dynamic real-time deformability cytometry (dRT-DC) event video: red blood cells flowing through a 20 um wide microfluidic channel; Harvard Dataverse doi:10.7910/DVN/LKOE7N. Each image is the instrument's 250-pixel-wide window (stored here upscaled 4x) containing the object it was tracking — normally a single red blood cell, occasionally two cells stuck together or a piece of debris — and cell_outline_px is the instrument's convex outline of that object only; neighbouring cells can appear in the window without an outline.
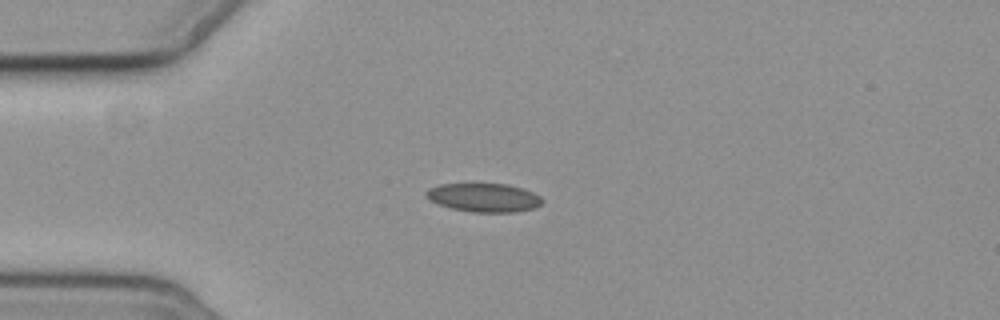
{"species": "common noctule bat (a hibernating species)", "species_latin": "Nyctalus noctula", "temperature_condition": "cold", "stored_images_in_passage": 6, "camera_frame_rate_fps": 3000, "um_per_image_px": 0.085, "animal": {"sex": "female", "body_mass_g": 19.3, "forearm_length_mm": 54.1}, "frame": {"image": 1, "passage_image": 3, "time_ms": 2.0, "image_size_px": [1000, 320], "cell_outline_px": [[544, 200], [540, 204], [532, 208], [516, 212], [472, 212], [452, 208], [440, 204], [432, 200], [424, 192], [428, 188], [440, 184], [508, 184], [524, 188], [540, 196]], "centroid_in_image_um": [41.16, 16.78], "position_along_channel_um": 43.8, "area_um2": 19.19}}
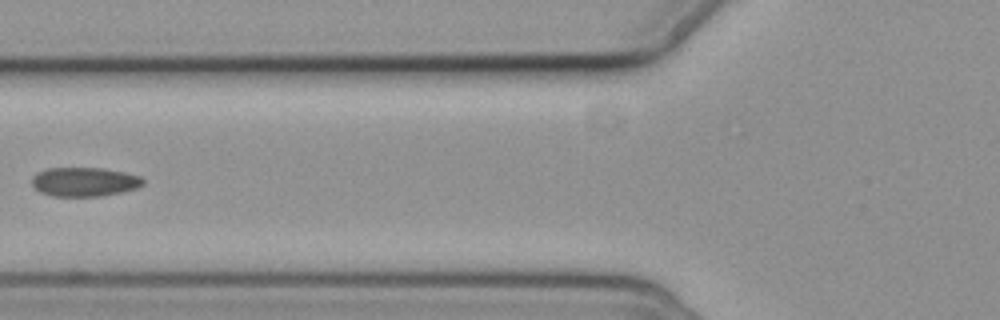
{"frame": {"image": 2, "passage_image": 5, "time_ms": 4.667, "image_size_px": [1000, 320], "cell_outline_px": [[144, 184], [136, 188], [124, 192], [100, 196], [52, 196], [40, 192], [32, 184], [32, 176], [36, 172], [48, 168], [100, 168], [124, 172], [140, 176], [144, 180]], "centroid_in_image_um": [7.17, 15.46], "position_along_channel_um": 118.6, "area_um2": 18.9}}
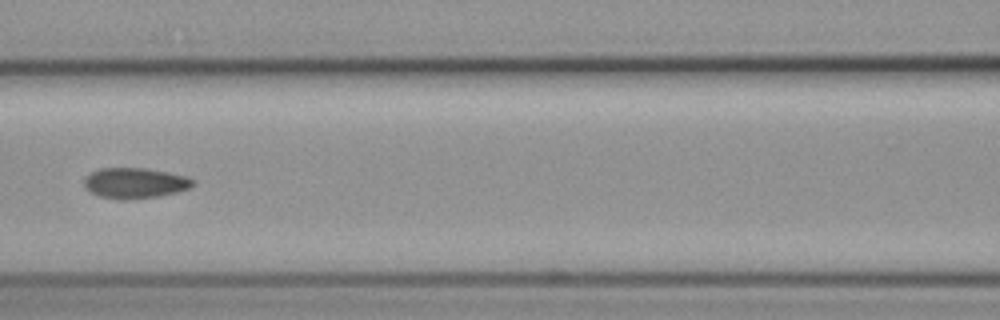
{"frame": {"image": 3, "passage_image": 6, "time_ms": 5.667, "image_size_px": [1000, 320], "cell_outline_px": [[196, 184], [188, 188], [176, 192], [160, 196], [128, 200], [124, 200], [100, 196], [84, 188], [84, 176], [100, 168], [148, 168], [188, 176], [196, 180]], "centroid_in_image_um": [11.49, 15.55], "position_along_channel_um": 155.1, "area_um2": 19.59}}